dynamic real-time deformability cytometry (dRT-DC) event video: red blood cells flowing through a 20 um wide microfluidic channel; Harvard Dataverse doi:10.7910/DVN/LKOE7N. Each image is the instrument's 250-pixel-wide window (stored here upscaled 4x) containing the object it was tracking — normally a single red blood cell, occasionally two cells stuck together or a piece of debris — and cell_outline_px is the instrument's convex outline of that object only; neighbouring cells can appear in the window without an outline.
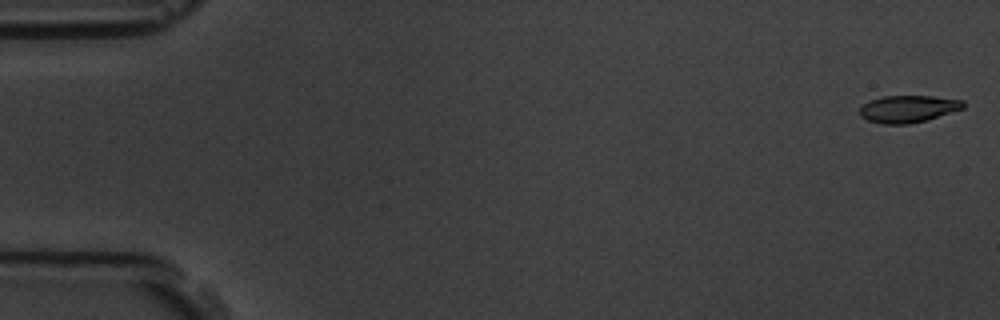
{"species": "common noctule bat (a hibernating species)", "species_latin": "Nyctalus noctula", "temperature_condition": "room temperature", "stored_images_in_passage": 9, "camera_frame_rate_fps": 3000, "um_per_image_px": 0.085, "animal": {"sex": "male", "body_mass_g": 19.5, "forearm_length_mm": 54.6}, "frame": {"image": 1, "passage_image": 1, "time_ms": 0.0, "image_size_px": [1000, 320], "cell_outline_px": [[964, 108], [924, 120], [908, 124], [884, 124], [868, 120], [860, 116], [860, 108], [864, 104], [872, 100], [884, 96], [932, 96], [964, 100]], "centroid_in_image_um": [77.19, 9.25], "position_along_channel_um": 7.8, "area_um2": 16.07}}
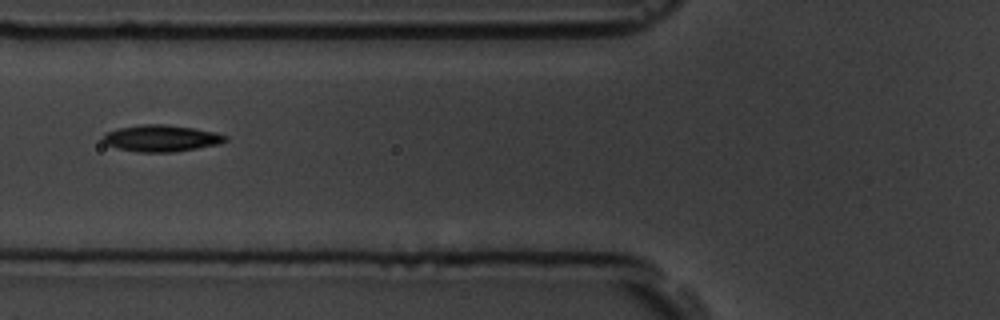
{"frame": {"image": 2, "passage_image": 6, "time_ms": 6.667, "image_size_px": [1000, 320], "cell_outline_px": [[228, 140], [220, 144], [176, 152], [136, 152], [116, 148], [104, 144], [104, 136], [108, 132], [120, 128], [140, 124], [164, 124], [192, 128], [216, 132], [228, 136]], "centroid_in_image_um": [13.74, 11.76], "position_along_channel_um": 112.1, "area_um2": 19.02}}
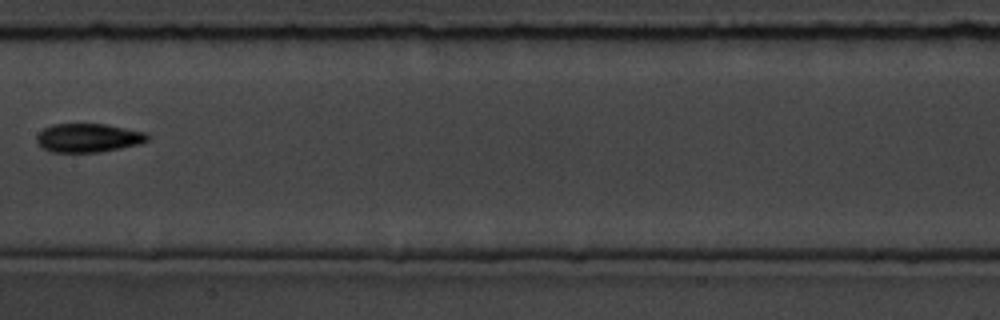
{"frame": {"image": 3, "passage_image": 8, "time_ms": 9.0, "image_size_px": [1000, 320], "cell_outline_px": [[148, 140], [140, 144], [100, 152], [52, 152], [36, 144], [36, 136], [44, 128], [52, 124], [104, 124], [144, 132], [148, 136]], "centroid_in_image_um": [7.46, 11.72], "position_along_channel_um": 199.9, "area_um2": 18.44}}